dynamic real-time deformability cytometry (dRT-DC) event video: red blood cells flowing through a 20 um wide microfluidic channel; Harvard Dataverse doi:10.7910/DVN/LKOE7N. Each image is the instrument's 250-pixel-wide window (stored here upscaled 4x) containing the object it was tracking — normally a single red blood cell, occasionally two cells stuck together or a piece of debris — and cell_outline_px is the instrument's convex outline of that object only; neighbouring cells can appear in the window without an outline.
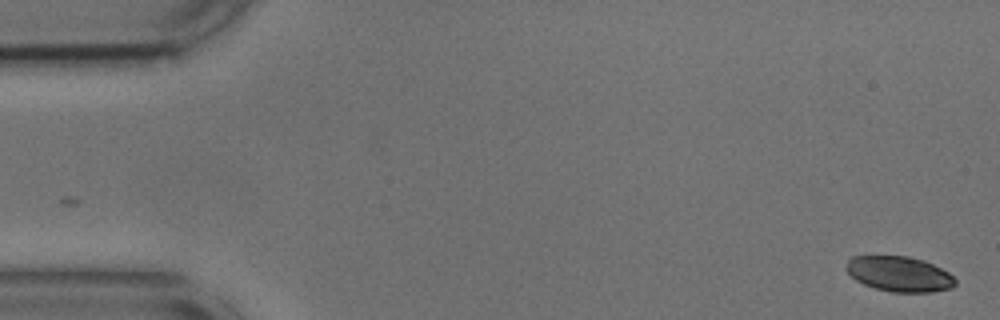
{"species": "common noctule bat (a hibernating species)", "species_latin": "Nyctalus noctula", "temperature_condition": "cold", "stored_images_in_passage": 54, "camera_frame_rate_fps": 3000, "um_per_image_px": 0.085, "animal": {"sex": "male", "body_mass_g": 17.9, "forearm_length_mm": 54.2}, "frame": {"image": 1, "passage_image": 1, "time_ms": 0.0, "image_size_px": [1000, 320], "cell_outline_px": [[956, 284], [952, 288], [932, 292], [892, 292], [876, 288], [864, 284], [856, 280], [848, 272], [848, 260], [852, 256], [908, 256], [924, 260], [948, 272], [956, 280]], "centroid_in_image_um": [76.48, 23.29], "position_along_channel_um": 8.5, "area_um2": 22.2}}
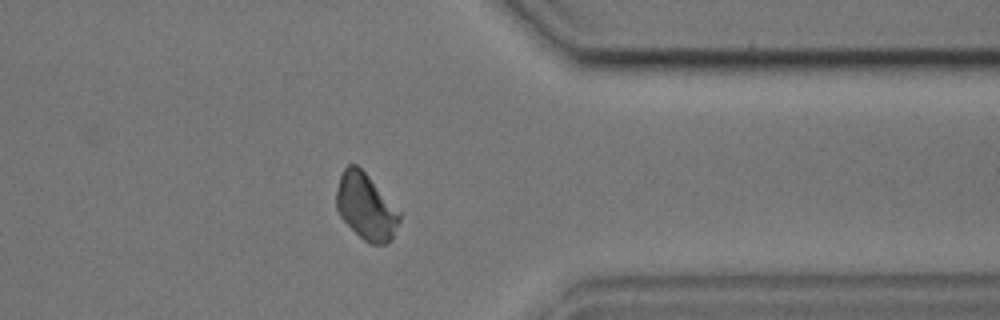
{"frame": {"image": 2, "passage_image": 43, "time_ms": 14.0, "image_size_px": [1000, 320], "cell_outline_px": [[400, 220], [392, 240], [384, 244], [372, 244], [364, 240], [340, 216], [336, 208], [336, 188], [340, 176], [344, 168], [348, 164], [356, 164], [368, 176], [400, 212]], "centroid_in_image_um": [31.09, 17.57], "position_along_channel_um": 380.3, "area_um2": 23.99}}
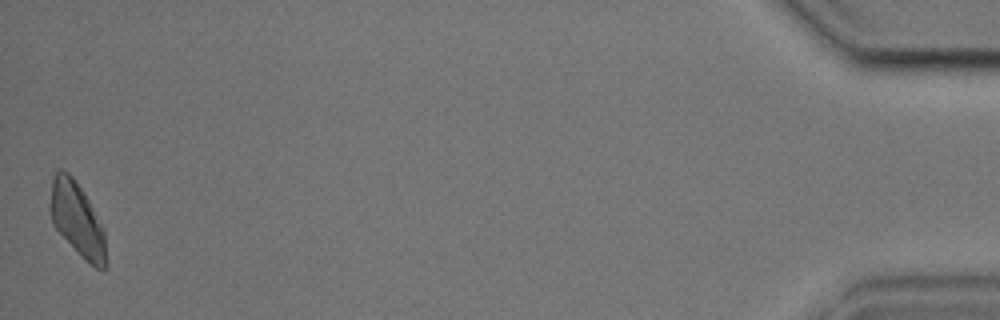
{"frame": {"image": 3, "passage_image": 54, "time_ms": 17.667, "image_size_px": [1000, 320], "cell_outline_px": [[108, 268], [96, 268], [84, 260], [52, 224], [48, 212], [48, 208], [52, 180], [56, 172], [60, 168], [64, 168], [72, 176], [84, 192], [104, 228], [108, 264]], "centroid_in_image_um": [6.56, 18.66], "position_along_channel_um": 428.6, "area_um2": 24.57}}